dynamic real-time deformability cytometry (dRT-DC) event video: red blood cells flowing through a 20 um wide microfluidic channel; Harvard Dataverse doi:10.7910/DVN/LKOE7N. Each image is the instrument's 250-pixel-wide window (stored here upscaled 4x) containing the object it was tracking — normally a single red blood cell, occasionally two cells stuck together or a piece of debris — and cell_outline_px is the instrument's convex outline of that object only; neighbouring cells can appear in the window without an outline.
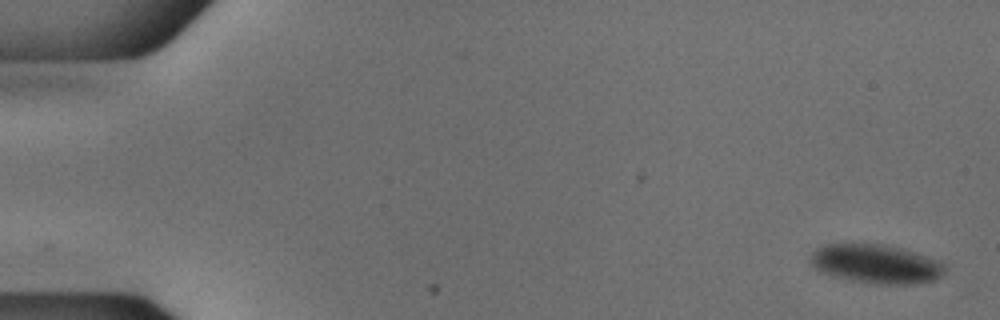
{"species": "common noctule bat (a hibernating species)", "species_latin": "Nyctalus noctula", "temperature_condition": "cold", "stored_images_in_passage": 14, "camera_frame_rate_fps": 3000, "um_per_image_px": 0.085, "animal": {"sex": "male", "body_mass_g": 18.8}, "frame": {"image": 1, "passage_image": 1, "time_ms": 0.0, "image_size_px": [1000, 320], "cell_outline_px": [[944, 272], [936, 280], [912, 284], [876, 284], [852, 280], [820, 272], [808, 260], [808, 256], [816, 248], [824, 244], [884, 244], [904, 248], [940, 260], [944, 264]], "centroid_in_image_um": [74.46, 22.42], "position_along_channel_um": 10.5, "area_um2": 30.75}}